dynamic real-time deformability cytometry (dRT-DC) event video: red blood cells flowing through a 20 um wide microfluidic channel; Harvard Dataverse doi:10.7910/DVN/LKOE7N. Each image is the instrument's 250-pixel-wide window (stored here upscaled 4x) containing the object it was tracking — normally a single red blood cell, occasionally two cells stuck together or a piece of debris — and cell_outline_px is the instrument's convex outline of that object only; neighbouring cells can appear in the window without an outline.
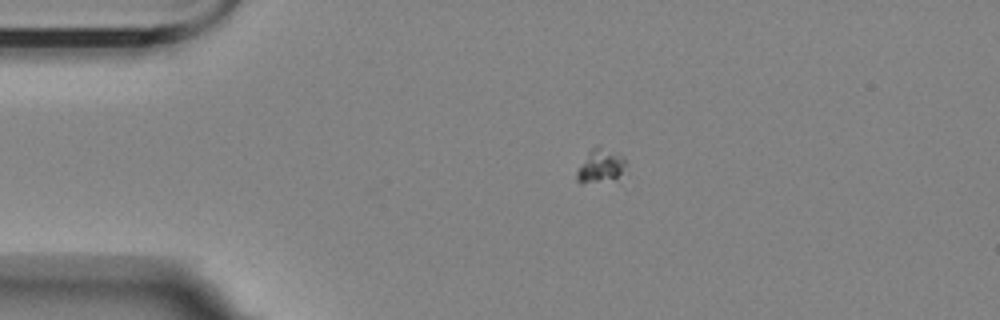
{"species": "Egyptian fruit bat (a non-hibernating species)", "species_latin": "Rousettus aegyptiacus", "temperature_condition": "room temperature", "stored_images_in_passage": 7, "camera_frame_rate_fps": 3000, "um_per_image_px": 0.085, "animal": {"sex": "female"}, "frame": {"image": 1, "passage_image": 3, "time_ms": 2.333, "image_size_px": [1000, 320], "cell_outline_px": [[628, 164], [620, 184], [580, 184], [576, 180], [576, 172], [588, 152], [592, 148], [600, 144], [624, 156]], "centroid_in_image_um": [51.16, 14.2], "position_along_channel_um": 33.8, "area_um2": 11.04}}
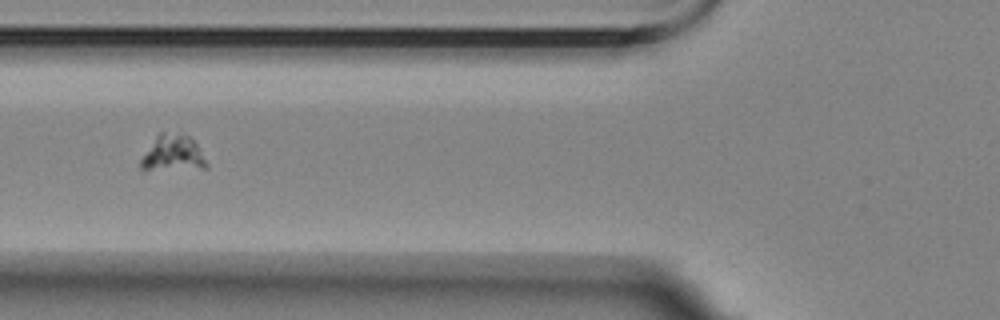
{"frame": {"image": 2, "passage_image": 6, "time_ms": 5.667, "image_size_px": [1000, 320], "cell_outline_px": [[208, 168], [140, 168], [140, 160], [156, 136], [160, 132], [164, 132], [188, 136], [196, 144], [208, 164]], "centroid_in_image_um": [14.7, 13.01], "position_along_channel_um": 111.1, "area_um2": 13.06}}
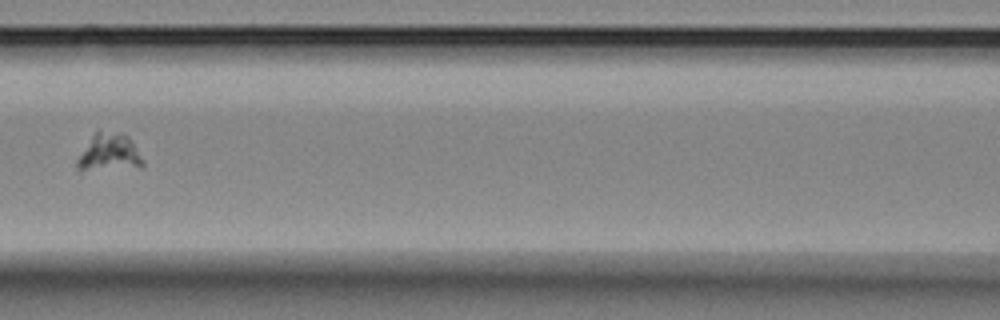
{"frame": {"image": 3, "passage_image": 7, "time_ms": 7.0, "image_size_px": [1000, 320], "cell_outline_px": [[144, 164], [140, 168], [76, 168], [76, 160], [92, 136], [96, 132], [132, 132], [144, 160]], "centroid_in_image_um": [9.43, 12.9], "position_along_channel_um": 157.2, "area_um2": 14.51}}